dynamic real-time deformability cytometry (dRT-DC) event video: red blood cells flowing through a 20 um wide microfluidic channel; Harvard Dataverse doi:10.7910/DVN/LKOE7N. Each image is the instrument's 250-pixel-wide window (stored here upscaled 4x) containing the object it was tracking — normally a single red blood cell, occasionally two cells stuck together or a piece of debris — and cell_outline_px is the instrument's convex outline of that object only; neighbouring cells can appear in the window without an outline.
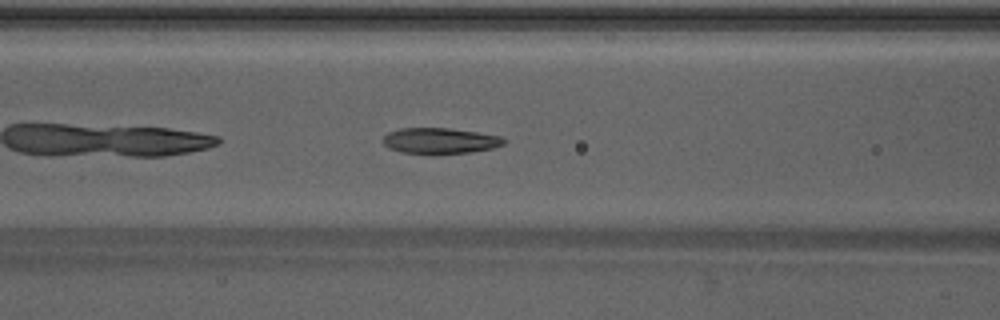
{"species": "Egyptian fruit bat (a non-hibernating species)", "species_latin": "Rousettus aegyptiacus", "temperature_condition": "warm", "stored_images_in_passage": 34, "camera_frame_rate_fps": 3000, "um_per_image_px": 0.085, "animal": {"sex": "male"}, "frame": {"image": 1, "passage_image": 6, "time_ms": 1.667, "image_size_px": [1000, 320], "cell_outline_px": [[504, 144], [492, 148], [472, 152], [432, 156], [428, 156], [400, 152], [388, 148], [384, 144], [384, 136], [388, 132], [400, 128], [448, 128], [476, 132], [500, 136], [504, 140]], "centroid_in_image_um": [37.35, 12.0], "position_along_channel_um": 129.3, "area_um2": 18.67}}
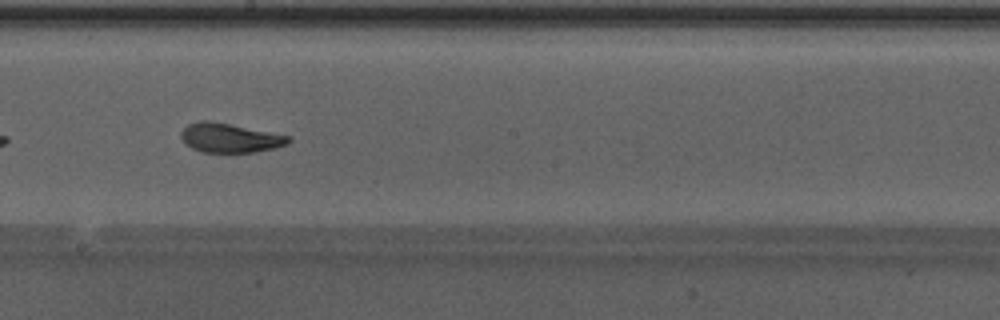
{"frame": {"image": 2, "passage_image": 13, "time_ms": 4.0, "image_size_px": [1000, 320], "cell_outline_px": [[292, 140], [288, 144], [276, 148], [252, 152], [200, 152], [192, 148], [180, 136], [180, 132], [188, 124], [204, 120], [228, 124], [288, 136]], "centroid_in_image_um": [19.53, 11.74], "position_along_channel_um": 228.7, "area_um2": 17.86}}
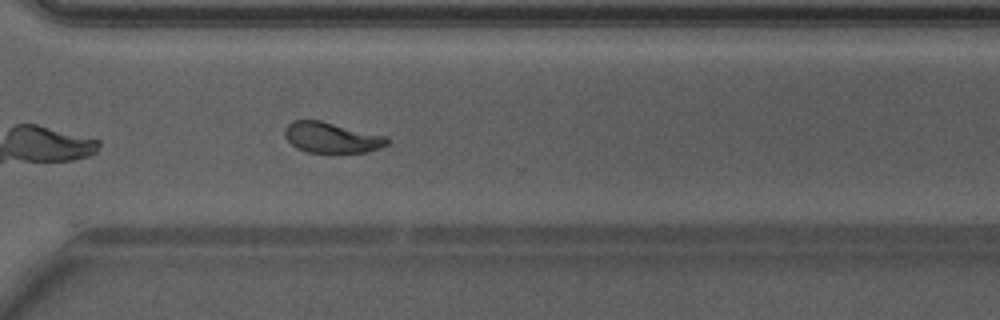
{"frame": {"image": 3, "passage_image": 21, "time_ms": 6.667, "image_size_px": [1000, 320], "cell_outline_px": [[388, 144], [380, 148], [364, 152], [332, 156], [308, 152], [296, 148], [284, 136], [284, 128], [292, 120], [320, 120], [384, 136], [388, 140]], "centroid_in_image_um": [28.14, 11.74], "position_along_channel_um": 342.5, "area_um2": 18.79}, "authors_computed_cell_mechanics": {"area_um2": 18.7272, "velocity_mm_per_s": 4.268, "shape_relaxation_time_tau1_ms": 5.5379, "shape_relaxation_time_tau2_ms": 1.131, "deformation_change_tau1": 0.1824, "deformation_change_tau2": 0.0807}}